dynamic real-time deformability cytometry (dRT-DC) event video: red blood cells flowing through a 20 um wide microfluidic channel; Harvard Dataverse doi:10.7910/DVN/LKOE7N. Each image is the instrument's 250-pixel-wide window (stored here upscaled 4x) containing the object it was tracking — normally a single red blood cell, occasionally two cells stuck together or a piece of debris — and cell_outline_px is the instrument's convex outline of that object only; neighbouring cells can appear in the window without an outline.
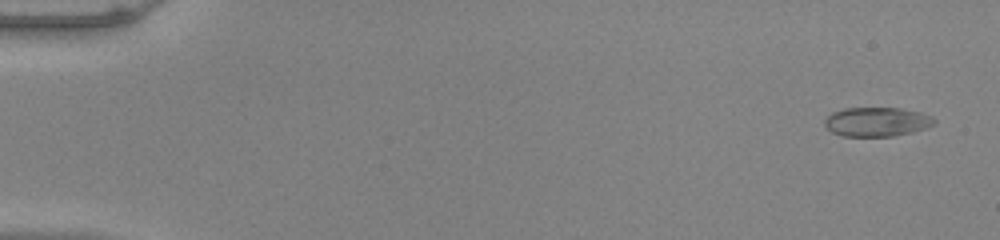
{"species": "common noctule bat (a hibernating species)", "species_latin": "Nyctalus noctula", "temperature_condition": "warm", "stored_images_in_passage": 53, "camera_frame_rate_fps": 3000, "um_per_image_px": 0.085, "animal": {"sex": "male", "body_mass_g": 20.0, "forearm_length_mm": 53.3}, "frame": {"image": 1, "passage_image": 3, "time_ms": 0.667, "image_size_px": [1000, 240], "cell_outline_px": [[936, 124], [912, 132], [892, 136], [840, 136], [832, 132], [824, 124], [824, 120], [832, 112], [844, 108], [900, 108], [920, 112], [932, 116], [936, 120]], "centroid_in_image_um": [74.53, 10.35], "position_along_channel_um": 10.5, "area_um2": 18.67}}
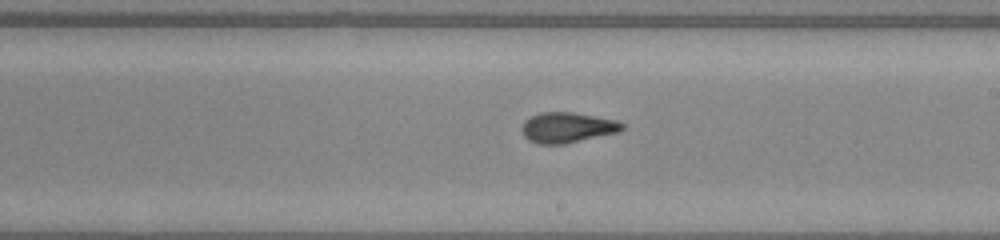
{"frame": {"image": 2, "passage_image": 32, "time_ms": 10.333, "image_size_px": [1000, 240], "cell_outline_px": [[624, 128], [620, 132], [564, 144], [540, 144], [528, 140], [520, 132], [520, 128], [524, 120], [540, 112], [572, 112], [616, 120], [624, 124]], "centroid_in_image_um": [48.19, 10.84], "position_along_channel_um": 240.8, "area_um2": 17.92}}
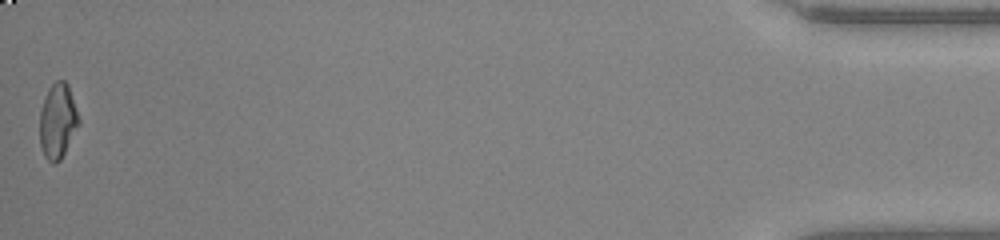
{"frame": {"image": 3, "passage_image": 53, "time_ms": 17.333, "image_size_px": [1000, 240], "cell_outline_px": [[80, 124], [60, 160], [56, 164], [52, 164], [44, 156], [40, 144], [40, 112], [48, 88], [56, 80], [64, 80], [68, 84], [80, 120]], "centroid_in_image_um": [4.91, 10.3], "position_along_channel_um": 430.3, "area_um2": 17.05}, "authors_computed_cell_mechanics": {"area_um2": 18.0914, "velocity_mm_per_s": 3.9952, "shape_relaxation_time_tau1_ms": 6.6327, "shape_relaxation_time_tau2_ms": 1.1364, "deformation_change_tau1": 0.2278, "deformation_change_tau2": 0.0744}}